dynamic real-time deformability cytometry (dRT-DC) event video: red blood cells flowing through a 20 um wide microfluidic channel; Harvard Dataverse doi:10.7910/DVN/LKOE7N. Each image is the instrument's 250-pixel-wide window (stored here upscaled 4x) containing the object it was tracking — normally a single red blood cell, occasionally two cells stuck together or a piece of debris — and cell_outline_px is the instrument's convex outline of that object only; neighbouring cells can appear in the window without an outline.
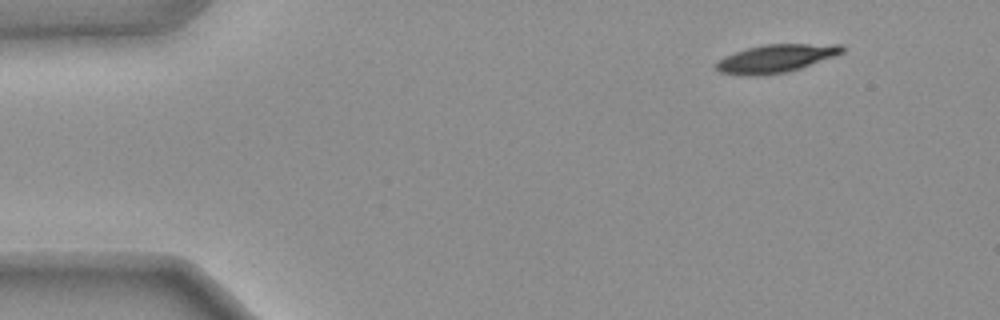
{"species": "common noctule bat (a hibernating species)", "species_latin": "Nyctalus noctula", "temperature_condition": "warm", "stored_images_in_passage": 44, "camera_frame_rate_fps": 3000, "um_per_image_px": 0.085, "animal": {"sex": "female", "body_mass_g": 25.1}, "frame": {"image": 1, "passage_image": 1, "time_ms": 0.0, "image_size_px": [1000, 320], "cell_outline_px": [[844, 52], [800, 68], [784, 72], [720, 72], [712, 64], [716, 60], [724, 56], [748, 48], [764, 44], [844, 44]], "centroid_in_image_um": [66.01, 4.89], "position_along_channel_um": 19.0, "area_um2": 19.48}}
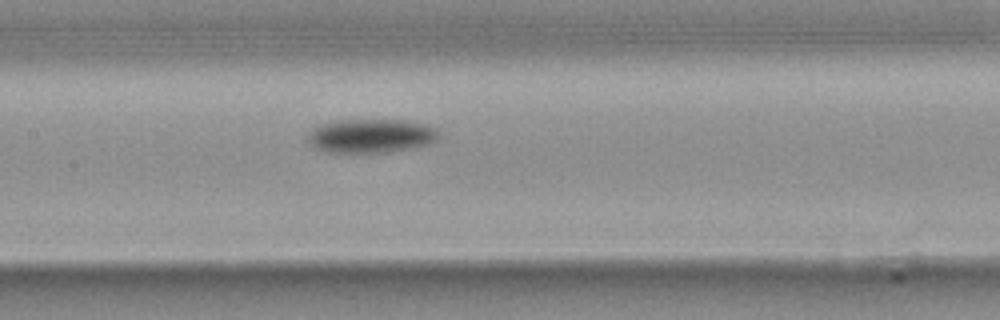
{"frame": {"image": 2, "passage_image": 21, "time_ms": 6.667, "image_size_px": [1000, 320], "cell_outline_px": [[440, 132], [436, 140], [428, 144], [388, 152], [324, 152], [316, 148], [308, 140], [308, 136], [312, 128], [320, 124], [340, 120], [404, 120], [428, 124], [436, 128]], "centroid_in_image_um": [31.55, 11.53], "position_along_channel_um": 175.9, "area_um2": 25.78}}
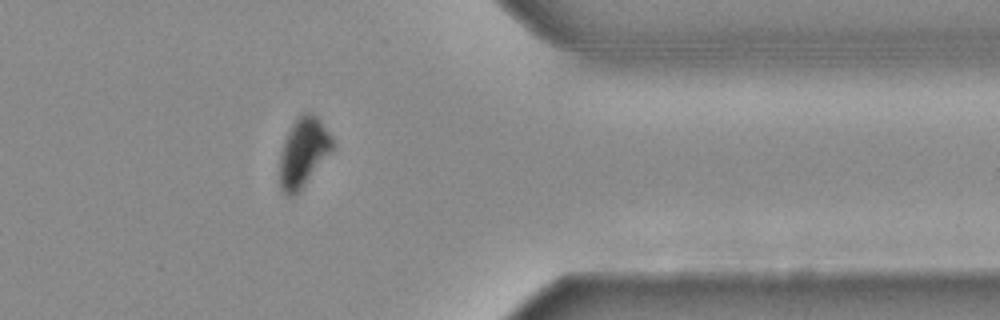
{"frame": {"image": 3, "passage_image": 39, "time_ms": 12.667, "image_size_px": [1000, 320], "cell_outline_px": [[332, 148], [300, 192], [292, 196], [288, 196], [280, 188], [280, 152], [284, 140], [292, 124], [304, 112], [312, 112], [320, 120], [332, 136]], "centroid_in_image_um": [25.76, 12.95], "position_along_channel_um": 385.6, "area_um2": 20.92}, "authors_computed_cell_mechanics": {"area_um2": 23.8425, "velocity_mm_per_s": 3.7295, "shape_relaxation_time_tau1_ms": 3.6239, "shape_relaxation_time_tau2_ms": null, "deformation_change_tau1": 0.1758, "deformation_change_tau2": null}}